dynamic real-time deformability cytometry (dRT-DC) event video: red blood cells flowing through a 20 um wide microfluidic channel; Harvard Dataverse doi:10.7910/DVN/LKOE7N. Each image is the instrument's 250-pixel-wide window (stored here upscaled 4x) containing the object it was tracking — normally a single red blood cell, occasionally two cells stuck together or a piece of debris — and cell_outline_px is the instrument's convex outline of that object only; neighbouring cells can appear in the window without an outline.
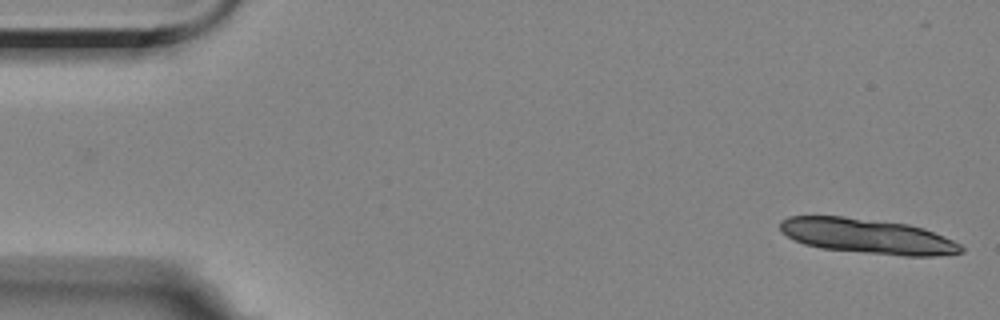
{"species": "Egyptian fruit bat (a non-hibernating species)", "species_latin": "Rousettus aegyptiacus", "temperature_condition": "room temperature", "stored_images_in_passage": 13, "camera_frame_rate_fps": 3000, "um_per_image_px": 0.085, "animal": {"sex": "female"}, "frame": {"image": 1, "passage_image": 1, "time_ms": 0.0, "image_size_px": [1000, 320], "cell_outline_px": [[964, 252], [936, 256], [904, 256], [820, 248], [804, 244], [780, 232], [780, 220], [788, 216], [844, 216], [908, 224], [924, 228], [944, 236], [960, 244], [964, 248]], "centroid_in_image_um": [73.74, 20.07], "position_along_channel_um": 11.3, "area_um2": 36.99}}